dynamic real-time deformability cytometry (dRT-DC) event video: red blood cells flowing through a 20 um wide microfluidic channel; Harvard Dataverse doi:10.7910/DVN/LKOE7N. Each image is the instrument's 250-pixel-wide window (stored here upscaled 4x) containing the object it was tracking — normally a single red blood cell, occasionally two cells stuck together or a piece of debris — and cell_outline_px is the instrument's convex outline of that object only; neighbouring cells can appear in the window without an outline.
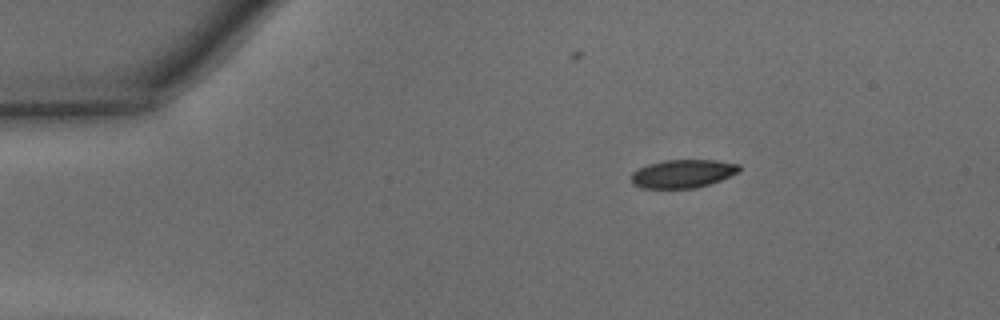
{"species": "common noctule bat (a hibernating species)", "species_latin": "Nyctalus noctula", "temperature_condition": "warm", "stored_images_in_passage": 40, "camera_frame_rate_fps": 3000, "um_per_image_px": 0.085, "animal": {"sex": "male", "body_mass_g": 15.6}, "frame": {"image": 1, "passage_image": 1, "time_ms": 0.0, "image_size_px": [1000, 320], "cell_outline_px": [[740, 172], [720, 180], [696, 188], [640, 188], [632, 184], [632, 172], [648, 164], [664, 160], [716, 160], [740, 164]], "centroid_in_image_um": [58.05, 14.76], "position_along_channel_um": 27.0, "area_um2": 17.8}}
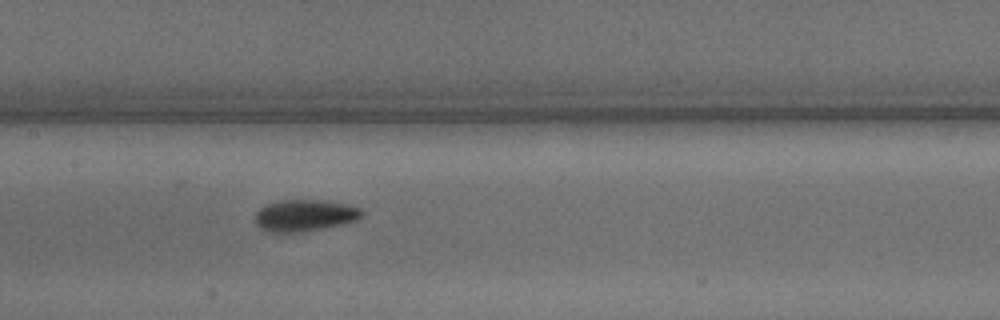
{"frame": {"image": 2, "passage_image": 16, "time_ms": 5.0, "image_size_px": [1000, 320], "cell_outline_px": [[364, 216], [356, 220], [344, 224], [296, 232], [264, 232], [256, 224], [256, 212], [260, 208], [268, 204], [280, 200], [320, 200], [348, 204], [360, 208], [364, 212]], "centroid_in_image_um": [25.91, 18.31], "position_along_channel_um": 181.5, "area_um2": 19.65}}
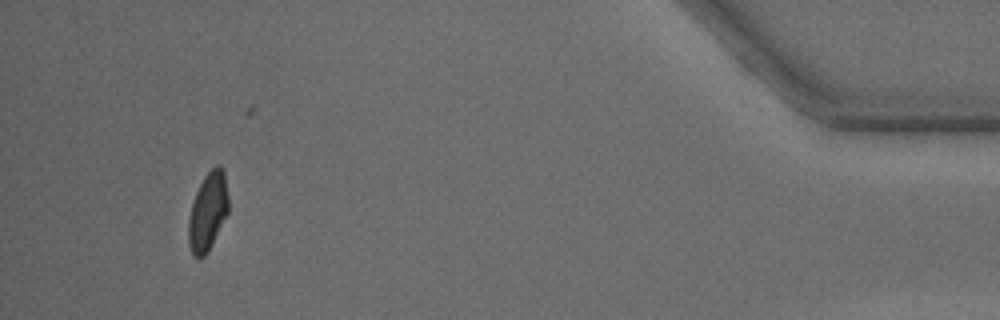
{"frame": {"image": 3, "passage_image": 37, "time_ms": 12.0, "image_size_px": [1000, 320], "cell_outline_px": [[228, 212], [208, 252], [200, 260], [196, 260], [192, 256], [188, 244], [188, 220], [192, 204], [196, 192], [204, 176], [216, 164], [220, 164], [224, 172], [228, 196]], "centroid_in_image_um": [17.65, 18.03], "position_along_channel_um": 417.6, "area_um2": 18.38}, "authors_computed_cell_mechanics": {"area_um2": 19.0451, "velocity_mm_per_s": 4.349, "shape_relaxation_time_tau1_ms": 4.0418, "shape_relaxation_time_tau2_ms": 1.8746, "deformation_change_tau1": 0.1425, "deformation_change_tau2": 0.0616}}